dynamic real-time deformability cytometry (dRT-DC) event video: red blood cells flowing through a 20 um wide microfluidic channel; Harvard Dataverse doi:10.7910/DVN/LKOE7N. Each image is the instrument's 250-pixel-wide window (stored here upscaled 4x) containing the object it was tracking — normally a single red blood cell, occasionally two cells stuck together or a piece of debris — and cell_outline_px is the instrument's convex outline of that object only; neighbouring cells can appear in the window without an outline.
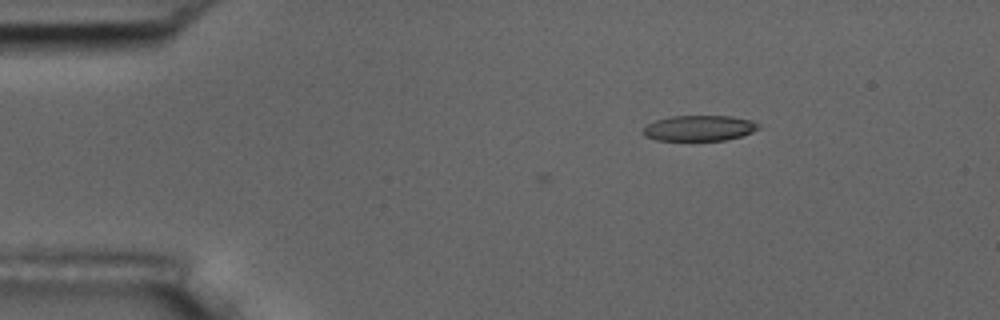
{"species": "common noctule bat (a hibernating species)", "species_latin": "Nyctalus noctula", "temperature_condition": "room temperature", "stored_images_in_passage": 3, "camera_frame_rate_fps": 3000, "um_per_image_px": 0.085, "animal": {"sex": "male", "body_mass_g": 17.5, "forearm_length_mm": 52.3}, "frame": {"image": 1, "passage_image": 3, "time_ms": 2.667, "image_size_px": [1000, 320], "cell_outline_px": [[760, 128], [752, 132], [728, 140], [656, 140], [644, 136], [640, 132], [648, 124], [656, 120], [672, 116], [732, 116], [752, 120], [760, 124]], "centroid_in_image_um": [59.44, 10.89], "position_along_channel_um": 25.6, "area_um2": 17.28}}